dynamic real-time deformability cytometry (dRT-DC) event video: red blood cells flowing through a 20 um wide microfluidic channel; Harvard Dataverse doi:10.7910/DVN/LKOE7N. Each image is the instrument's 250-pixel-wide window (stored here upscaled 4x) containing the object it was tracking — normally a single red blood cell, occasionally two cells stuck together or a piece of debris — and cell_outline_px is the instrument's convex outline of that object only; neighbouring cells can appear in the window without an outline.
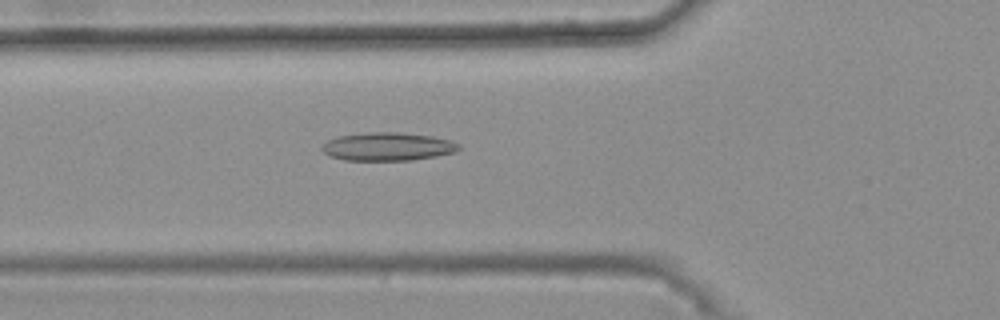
{"species": "common noctule bat (a hibernating species)", "species_latin": "Nyctalus noctula", "temperature_condition": "warm", "stored_images_in_passage": 43, "camera_frame_rate_fps": 3000, "um_per_image_px": 0.085, "animal": {"sex": "female", "body_mass_g": 25.1}, "frame": {"image": 1, "passage_image": 14, "time_ms": 4.333, "image_size_px": [1000, 320], "cell_outline_px": [[460, 148], [456, 152], [436, 156], [412, 160], [344, 160], [332, 156], [324, 152], [320, 148], [328, 140], [340, 136], [368, 132], [400, 132], [432, 136], [448, 140], [460, 144]], "centroid_in_image_um": [32.98, 12.46], "position_along_channel_um": 92.8, "area_um2": 22.37}}
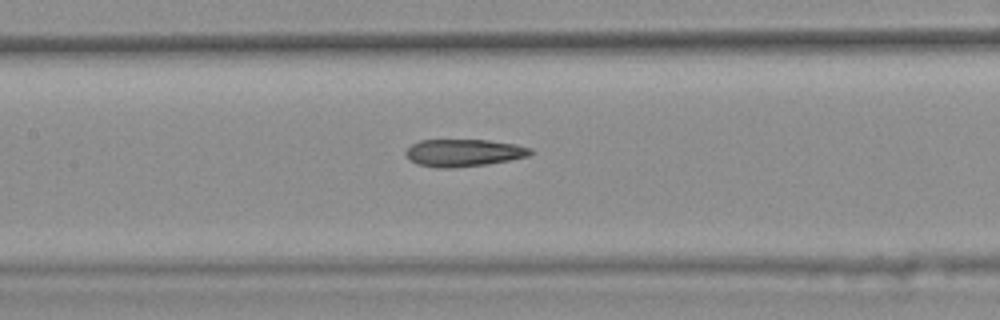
{"frame": {"image": 2, "passage_image": 20, "time_ms": 6.333, "image_size_px": [1000, 320], "cell_outline_px": [[536, 152], [528, 156], [488, 164], [452, 168], [436, 168], [416, 164], [404, 152], [412, 144], [420, 140], [488, 140], [516, 144], [532, 148]], "centroid_in_image_um": [39.45, 12.99], "position_along_channel_um": 168.0, "area_um2": 19.94}}
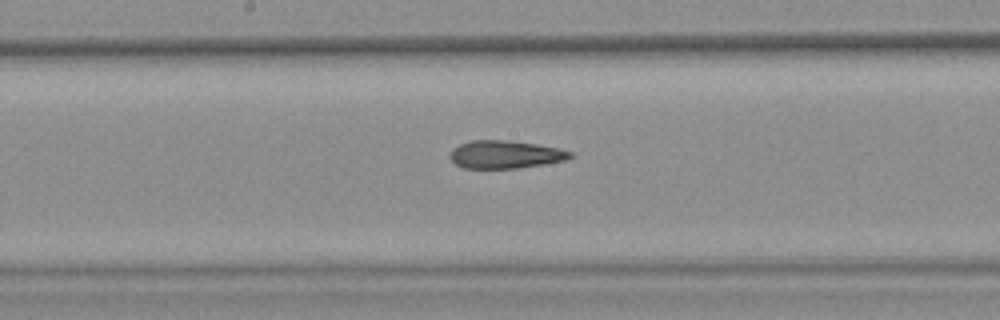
{"frame": {"image": 3, "passage_image": 23, "time_ms": 7.333, "image_size_px": [1000, 320], "cell_outline_px": [[572, 156], [564, 160], [544, 164], [516, 168], [464, 168], [456, 164], [448, 156], [452, 148], [460, 144], [472, 140], [504, 140], [536, 144], [560, 148], [572, 152]], "centroid_in_image_um": [42.92, 13.12], "position_along_channel_um": 205.3, "area_um2": 19.42}, "authors_computed_cell_mechanics": {"area_um2": 20.23, "velocity_mm_per_s": 3.7363, "shape_relaxation_time_tau1_ms": null, "shape_relaxation_time_tau2_ms": 3.0175, "deformation_change_tau1": null, "deformation_change_tau2": 0.1244}}